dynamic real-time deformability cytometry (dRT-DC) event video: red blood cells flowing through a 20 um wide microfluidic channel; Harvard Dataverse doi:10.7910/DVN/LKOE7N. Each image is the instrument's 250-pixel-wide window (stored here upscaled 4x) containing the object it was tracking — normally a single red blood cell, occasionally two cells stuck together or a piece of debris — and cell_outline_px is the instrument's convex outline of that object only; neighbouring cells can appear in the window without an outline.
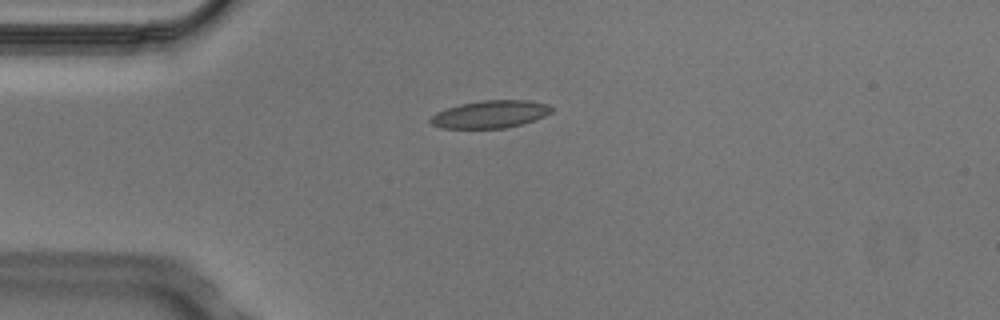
{"species": "Egyptian fruit bat (a non-hibernating species)", "species_latin": "Rousettus aegyptiacus", "temperature_condition": "cold", "stored_images_in_passage": 5, "camera_frame_rate_fps": 3000, "um_per_image_px": 0.085, "animal": {"sex": "male"}, "frame": {"image": 1, "passage_image": 3, "time_ms": 0.667, "image_size_px": [1000, 320], "cell_outline_px": [[552, 112], [544, 116], [524, 124], [504, 128], [440, 128], [432, 124], [428, 120], [436, 112], [460, 104], [484, 100], [528, 100], [548, 104], [552, 108]], "centroid_in_image_um": [41.68, 9.71], "position_along_channel_um": 43.3, "area_um2": 19.42}}
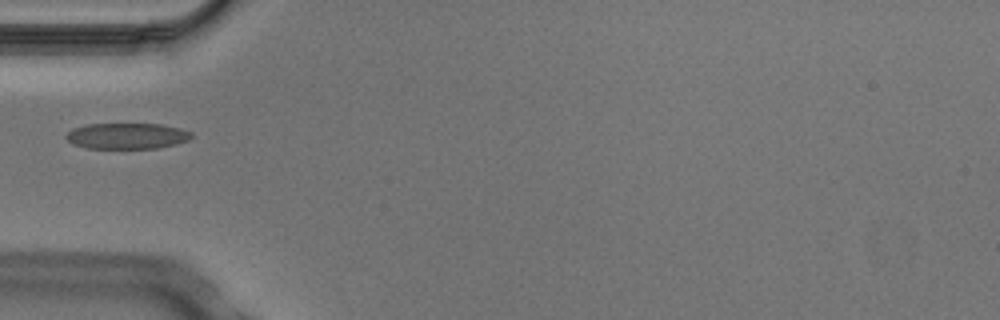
{"frame": {"image": 2, "passage_image": 4, "time_ms": 1.0, "image_size_px": [1000, 320], "cell_outline_px": [[192, 136], [188, 140], [176, 144], [156, 148], [88, 148], [72, 144], [64, 136], [72, 128], [88, 124], [160, 124], [180, 128], [192, 132]], "centroid_in_image_um": [10.78, 11.55], "position_along_channel_um": 74.2, "area_um2": 18.9}}